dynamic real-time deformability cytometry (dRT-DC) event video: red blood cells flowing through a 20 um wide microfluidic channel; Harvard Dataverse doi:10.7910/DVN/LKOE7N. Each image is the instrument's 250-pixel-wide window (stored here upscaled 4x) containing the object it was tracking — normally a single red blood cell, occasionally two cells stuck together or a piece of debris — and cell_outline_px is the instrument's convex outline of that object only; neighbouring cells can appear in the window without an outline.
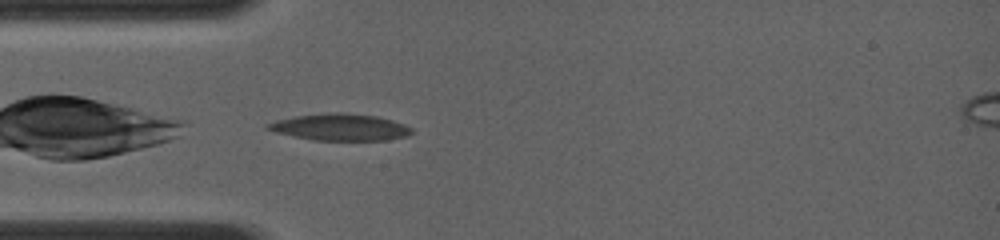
{"species": "common noctule bat (a hibernating species)", "species_latin": "Nyctalus noctula", "temperature_condition": "room temperature", "stored_images_in_passage": 23, "camera_frame_rate_fps": 4000, "um_per_image_px": 0.085, "animal": {"sex": "female", "body_mass_g": 19.0, "forearm_length_mm": 56.7}, "frame": {"image": 1, "passage_image": 2, "time_ms": 0.25, "image_size_px": [1000, 240], "cell_outline_px": [[412, 132], [408, 136], [388, 140], [312, 140], [276, 132], [264, 128], [264, 124], [276, 120], [296, 116], [336, 112], [340, 112], [376, 116], [392, 120], [404, 124], [412, 128]], "centroid_in_image_um": [28.91, 10.81], "position_along_channel_um": 56.1, "area_um2": 22.37}}
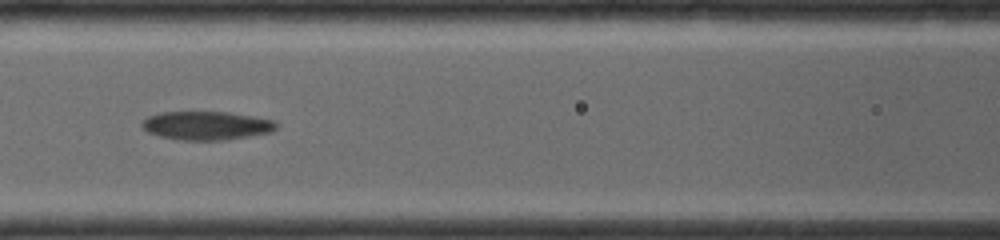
{"frame": {"image": 2, "passage_image": 15, "time_ms": 2.5, "image_size_px": [1000, 240], "cell_outline_px": [[276, 128], [272, 132], [224, 140], [180, 140], [160, 136], [148, 132], [140, 124], [148, 116], [160, 112], [228, 112], [256, 116], [276, 120]], "centroid_in_image_um": [17.57, 10.67], "position_along_channel_um": 149.0, "area_um2": 22.43}}
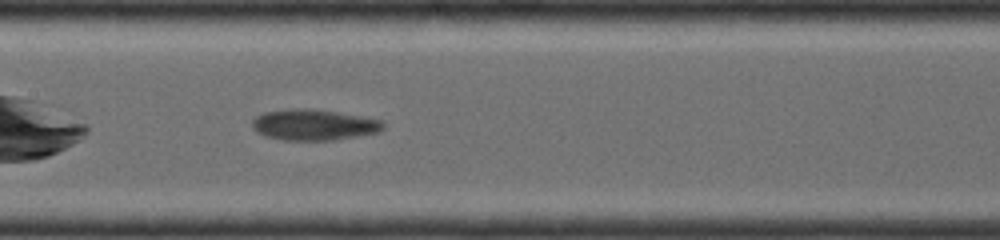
{"frame": {"image": 3, "passage_image": 19, "time_ms": 3.25, "image_size_px": [1000, 240], "cell_outline_px": [[384, 128], [380, 132], [332, 140], [284, 140], [264, 136], [256, 132], [252, 128], [252, 120], [256, 116], [264, 112], [296, 108], [308, 108], [336, 112], [384, 120]], "centroid_in_image_um": [26.66, 10.61], "position_along_channel_um": 180.7, "area_um2": 23.64}}